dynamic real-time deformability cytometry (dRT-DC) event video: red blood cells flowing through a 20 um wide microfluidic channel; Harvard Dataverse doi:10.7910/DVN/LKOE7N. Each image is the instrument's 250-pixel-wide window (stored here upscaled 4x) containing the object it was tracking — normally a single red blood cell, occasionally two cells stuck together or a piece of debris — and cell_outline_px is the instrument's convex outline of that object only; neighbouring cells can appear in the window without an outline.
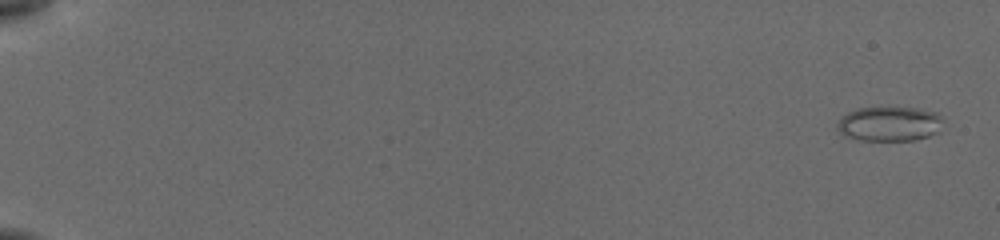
{"species": "common noctule bat (a hibernating species)", "species_latin": "Nyctalus noctula", "temperature_condition": "cold", "stored_images_in_passage": 27, "camera_frame_rate_fps": 3000, "um_per_image_px": 0.085, "animal": {"sex": "female", "body_mass_g": 19.5, "forearm_length_mm": 54.1}, "frame": {"image": 1, "passage_image": 1, "time_ms": 0.0, "image_size_px": [1000, 240], "cell_outline_px": [[944, 120], [940, 132], [928, 136], [912, 140], [856, 140], [840, 132], [836, 128], [836, 124], [848, 112], [856, 108], [920, 108], [936, 112]], "centroid_in_image_um": [75.64, 10.53], "position_along_channel_um": 9.4, "area_um2": 21.39}}
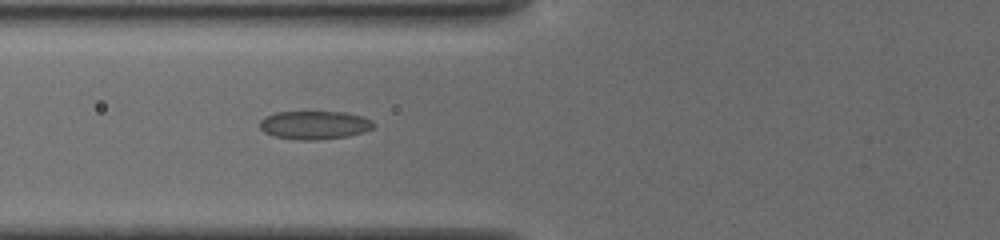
{"frame": {"image": 2, "passage_image": 18, "time_ms": 7.333, "image_size_px": [1000, 240], "cell_outline_px": [[376, 124], [372, 128], [364, 132], [348, 136], [316, 140], [300, 140], [272, 136], [264, 132], [260, 128], [260, 120], [264, 116], [276, 112], [344, 112], [360, 116], [372, 120]], "centroid_in_image_um": [26.71, 10.63], "position_along_channel_um": 99.1, "area_um2": 18.9}}
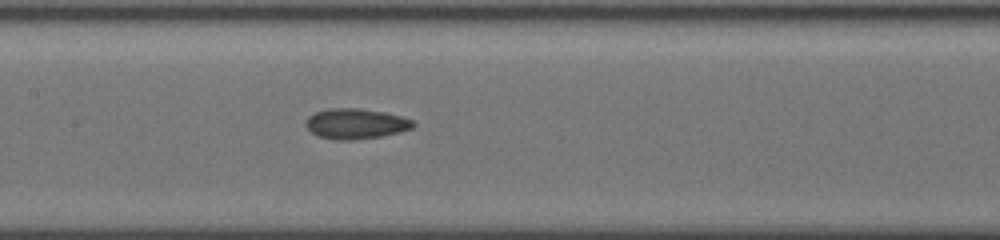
{"frame": {"image": 3, "passage_image": 25, "time_ms": 9.333, "image_size_px": [1000, 240], "cell_outline_px": [[416, 124], [412, 128], [400, 132], [380, 136], [352, 140], [336, 140], [316, 136], [304, 124], [308, 116], [316, 112], [328, 108], [360, 108], [384, 112], [400, 116], [412, 120]], "centroid_in_image_um": [30.21, 10.51], "position_along_channel_um": 177.2, "area_um2": 19.02}}